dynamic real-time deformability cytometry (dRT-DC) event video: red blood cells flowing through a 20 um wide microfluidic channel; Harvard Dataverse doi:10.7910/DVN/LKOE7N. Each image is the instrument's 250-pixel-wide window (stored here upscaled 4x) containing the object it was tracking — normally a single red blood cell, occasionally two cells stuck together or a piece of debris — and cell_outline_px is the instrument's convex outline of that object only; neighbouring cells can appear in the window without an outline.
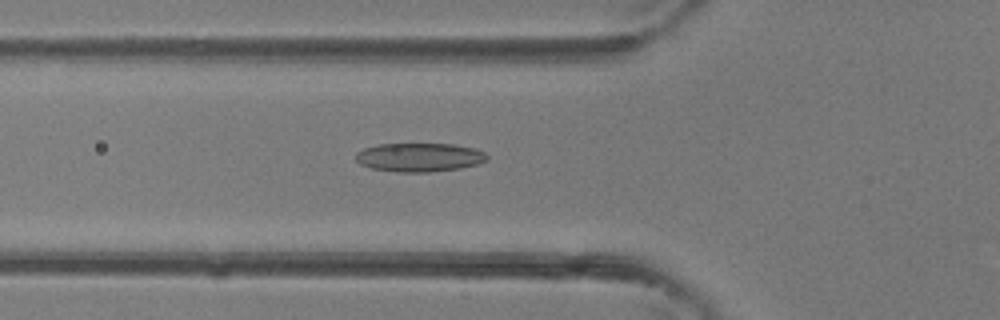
{"species": "common noctule bat (a hibernating species)", "species_latin": "Nyctalus noctula", "temperature_condition": "room temperature", "stored_images_in_passage": 32, "camera_frame_rate_fps": 3000, "um_per_image_px": 0.085, "animal": {"sex": "female"}, "frame": {"image": 1, "passage_image": 14, "time_ms": 4.333, "image_size_px": [1000, 320], "cell_outline_px": [[488, 160], [476, 164], [460, 168], [428, 172], [396, 172], [372, 168], [360, 164], [356, 160], [356, 152], [364, 148], [380, 144], [452, 144], [476, 148], [484, 152], [488, 156]], "centroid_in_image_um": [35.65, 13.37], "position_along_channel_um": 90.1, "area_um2": 21.96}}
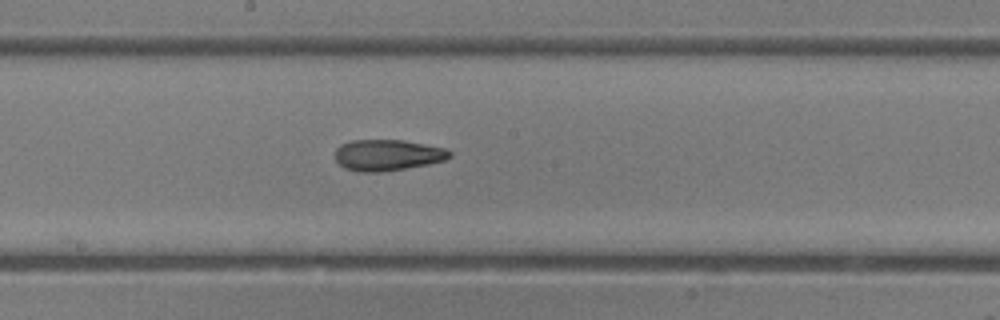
{"frame": {"image": 2, "passage_image": 21, "time_ms": 6.667, "image_size_px": [1000, 320], "cell_outline_px": [[452, 156], [444, 160], [428, 164], [380, 172], [356, 172], [344, 168], [336, 160], [336, 148], [340, 144], [352, 140], [404, 140], [444, 148], [452, 152]], "centroid_in_image_um": [32.92, 13.18], "position_along_channel_um": 215.3, "area_um2": 20.75}}
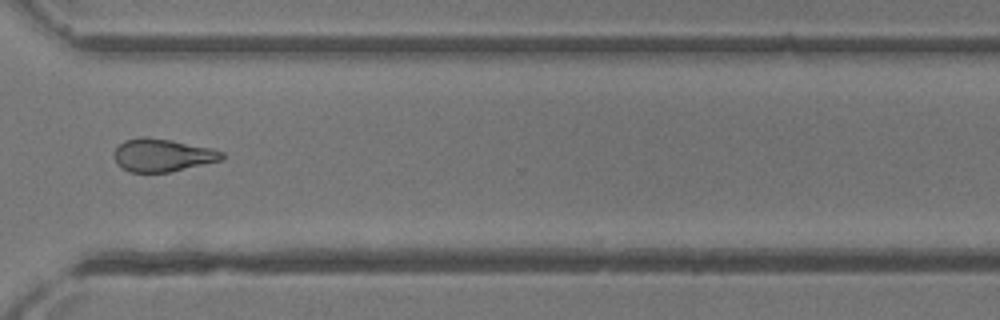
{"frame": {"image": 3, "passage_image": 29, "time_ms": 9.333, "image_size_px": [1000, 320], "cell_outline_px": [[224, 156], [220, 160], [172, 172], [132, 172], [120, 168], [116, 164], [116, 148], [124, 140], [140, 136], [144, 136], [172, 140], [212, 148], [224, 152]], "centroid_in_image_um": [13.81, 13.18], "position_along_channel_um": 356.8, "area_um2": 20.63}}